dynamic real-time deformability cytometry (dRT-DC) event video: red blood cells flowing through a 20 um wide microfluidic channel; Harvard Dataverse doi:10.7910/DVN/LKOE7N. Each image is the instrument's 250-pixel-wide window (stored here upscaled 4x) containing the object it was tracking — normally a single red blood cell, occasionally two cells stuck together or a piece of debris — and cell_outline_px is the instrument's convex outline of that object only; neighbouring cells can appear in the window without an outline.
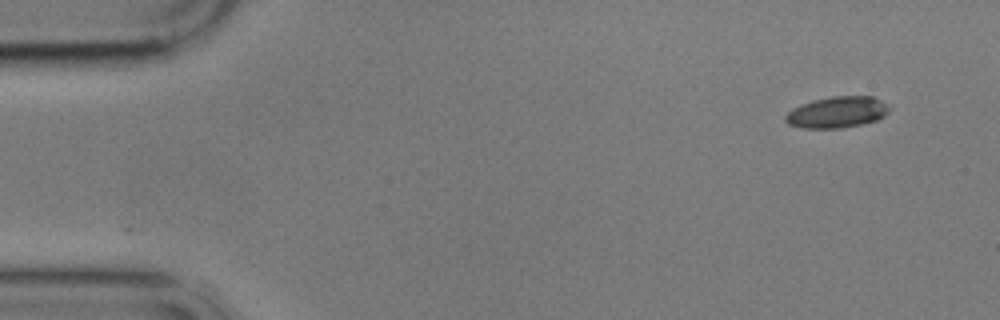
{"species": "common noctule bat (a hibernating species)", "species_latin": "Nyctalus noctula", "temperature_condition": "cold", "stored_images_in_passage": 4, "camera_frame_rate_fps": 3000, "um_per_image_px": 0.085, "animal": {"sex": "male", "body_mass_g": 17.9}, "frame": {"image": 1, "passage_image": 1, "time_ms": 0.0, "image_size_px": [1000, 320], "cell_outline_px": [[892, 108], [884, 116], [876, 120], [860, 124], [840, 128], [804, 128], [788, 124], [784, 120], [784, 116], [792, 108], [800, 104], [812, 100], [832, 96], [872, 96], [888, 104]], "centroid_in_image_um": [71.14, 9.53], "position_along_channel_um": 13.9, "area_um2": 19.02}}
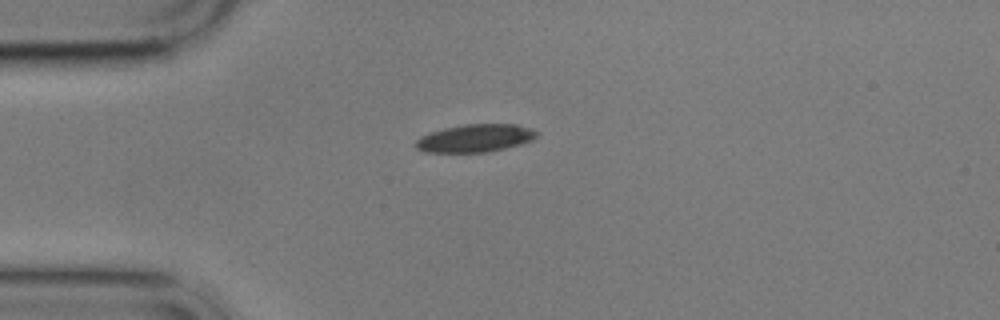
{"frame": {"image": 2, "passage_image": 4, "time_ms": 3.333, "image_size_px": [1000, 320], "cell_outline_px": [[536, 136], [532, 140], [520, 144], [488, 152], [424, 152], [416, 148], [416, 140], [420, 136], [444, 128], [464, 124], [516, 124], [532, 128], [536, 132]], "centroid_in_image_um": [40.38, 11.74], "position_along_channel_um": 44.6, "area_um2": 19.48}}